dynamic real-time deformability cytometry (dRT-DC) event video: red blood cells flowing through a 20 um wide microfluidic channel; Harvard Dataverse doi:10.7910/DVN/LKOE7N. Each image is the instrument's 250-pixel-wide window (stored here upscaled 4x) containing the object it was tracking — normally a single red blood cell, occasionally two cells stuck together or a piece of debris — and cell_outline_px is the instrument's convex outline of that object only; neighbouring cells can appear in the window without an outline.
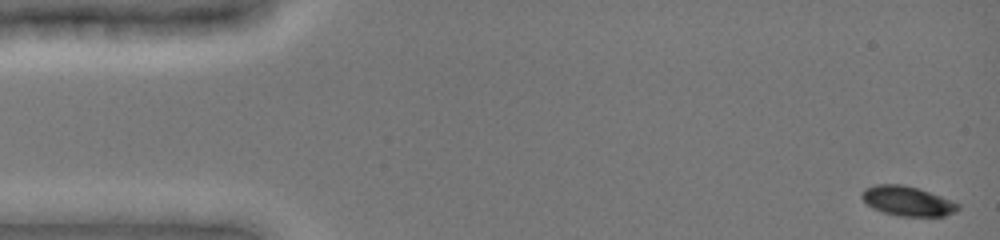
{"species": "common noctule bat (a hibernating species)", "species_latin": "Nyctalus noctula", "temperature_condition": "cold", "stored_images_in_passage": 40, "camera_frame_rate_fps": 3000, "um_per_image_px": 0.085, "animal": {"sex": "female", "body_mass_g": 19.0, "forearm_length_mm": 51.5}, "frame": {"image": 1, "passage_image": 1, "time_ms": 0.0, "image_size_px": [1000, 240], "cell_outline_px": [[960, 208], [956, 212], [944, 216], [900, 216], [884, 212], [872, 208], [860, 196], [860, 192], [864, 188], [876, 184], [904, 184], [952, 200], [960, 204]], "centroid_in_image_um": [77.13, 17.08], "position_along_channel_um": 7.9, "area_um2": 16.65}}
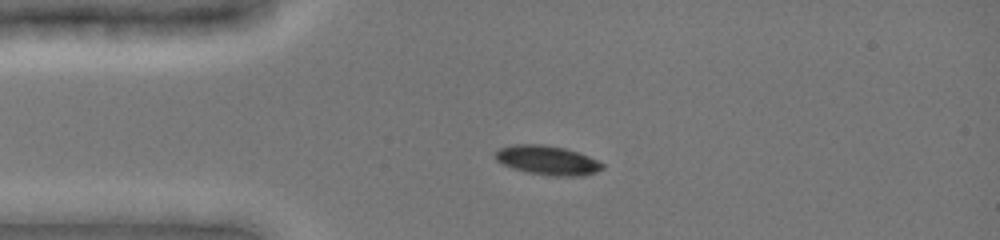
{"frame": {"image": 2, "passage_image": 24, "time_ms": 3.333, "image_size_px": [1000, 240], "cell_outline_px": [[604, 168], [596, 172], [584, 176], [552, 176], [528, 172], [512, 168], [496, 160], [496, 152], [500, 148], [512, 144], [544, 144], [564, 148], [588, 156], [604, 164]], "centroid_in_image_um": [46.55, 13.62], "position_along_channel_um": 38.5, "area_um2": 18.15}}
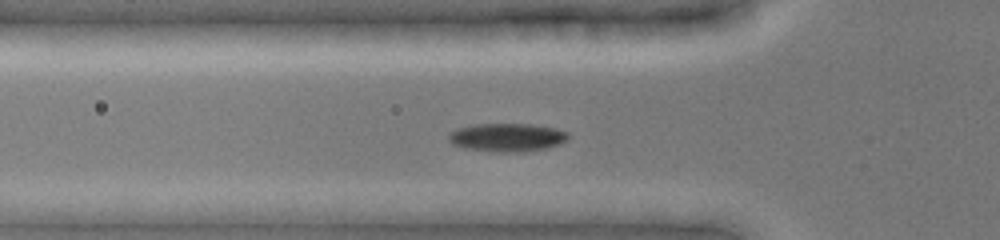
{"frame": {"image": 3, "passage_image": 35, "time_ms": 5.0, "image_size_px": [1000, 240], "cell_outline_px": [[568, 136], [560, 144], [544, 148], [524, 152], [500, 152], [464, 148], [452, 144], [448, 140], [448, 132], [456, 128], [476, 124], [532, 124], [556, 128], [568, 132]], "centroid_in_image_um": [43.06, 11.67], "position_along_channel_um": 82.7, "area_um2": 19.77}}